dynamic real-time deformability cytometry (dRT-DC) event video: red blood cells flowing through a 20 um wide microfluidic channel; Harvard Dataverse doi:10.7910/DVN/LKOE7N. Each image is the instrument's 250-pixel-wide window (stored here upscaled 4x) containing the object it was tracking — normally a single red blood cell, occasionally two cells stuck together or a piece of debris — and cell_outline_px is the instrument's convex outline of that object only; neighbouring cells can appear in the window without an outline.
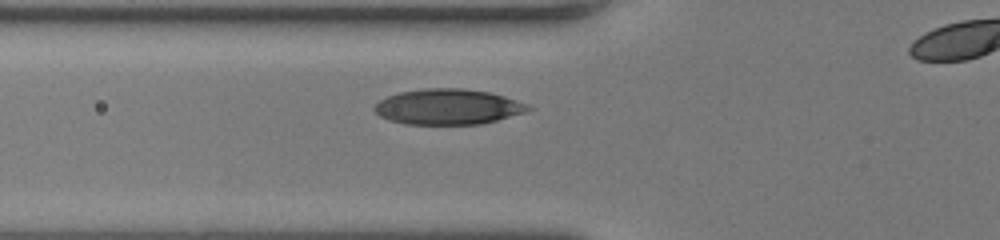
{"species": "human", "species_latin": "Homo sapiens", "temperature_condition": "room temperature", "stored_images_in_passage": 31, "camera_frame_rate_fps": 3000, "um_per_image_px": 0.085, "donor": {"sex": "female"}, "frame": {"image": 1, "passage_image": 5, "time_ms": 1.333, "image_size_px": [1000, 240], "cell_outline_px": [[532, 108], [524, 112], [496, 120], [480, 124], [404, 124], [388, 120], [380, 116], [372, 108], [380, 100], [388, 96], [400, 92], [424, 88], [464, 88], [488, 92], [504, 96], [528, 104]], "centroid_in_image_um": [38.05, 9.07], "position_along_channel_um": 87.8, "area_um2": 31.67}}
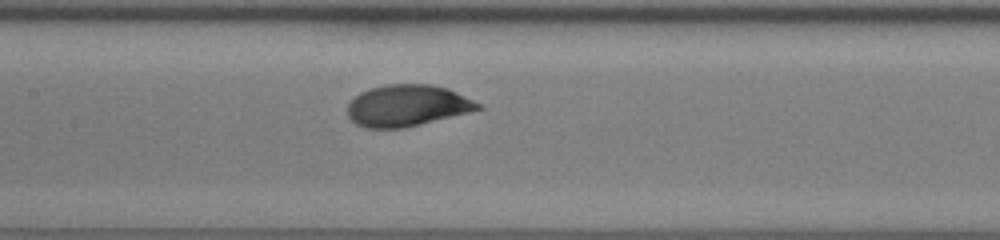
{"frame": {"image": 2, "passage_image": 11, "time_ms": 3.333, "image_size_px": [1000, 240], "cell_outline_px": [[484, 108], [404, 128], [368, 128], [356, 124], [348, 116], [348, 104], [360, 92], [372, 88], [388, 84], [432, 84], [448, 88], [480, 104]], "centroid_in_image_um": [34.6, 8.97], "position_along_channel_um": 172.8, "area_um2": 31.21}}
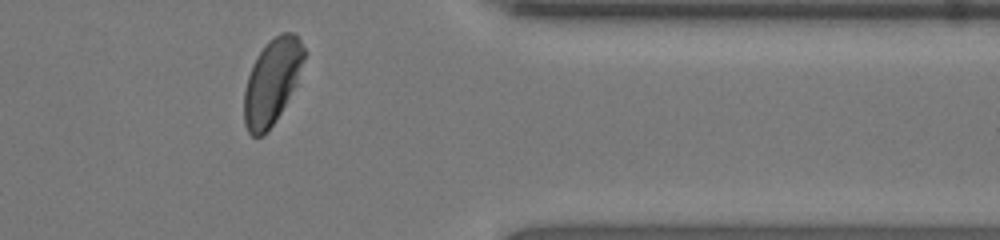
{"frame": {"image": 3, "passage_image": 27, "time_ms": 8.667, "image_size_px": [1000, 240], "cell_outline_px": [[308, 52], [296, 84], [280, 112], [272, 124], [260, 136], [252, 136], [248, 132], [244, 124], [244, 92], [248, 76], [260, 52], [268, 40], [280, 32], [292, 32], [300, 40]], "centroid_in_image_um": [23.15, 6.88], "position_along_channel_um": 388.3, "area_um2": 29.48}, "authors_computed_cell_mechanics": {"area_um2": 31.6744, "velocity_mm_per_s": 4.2566, "shape_relaxation_time_tau1_ms": 2.7803, "shape_relaxation_time_tau2_ms": null, "deformation_change_tau1": 0.1574, "deformation_change_tau2": null}}